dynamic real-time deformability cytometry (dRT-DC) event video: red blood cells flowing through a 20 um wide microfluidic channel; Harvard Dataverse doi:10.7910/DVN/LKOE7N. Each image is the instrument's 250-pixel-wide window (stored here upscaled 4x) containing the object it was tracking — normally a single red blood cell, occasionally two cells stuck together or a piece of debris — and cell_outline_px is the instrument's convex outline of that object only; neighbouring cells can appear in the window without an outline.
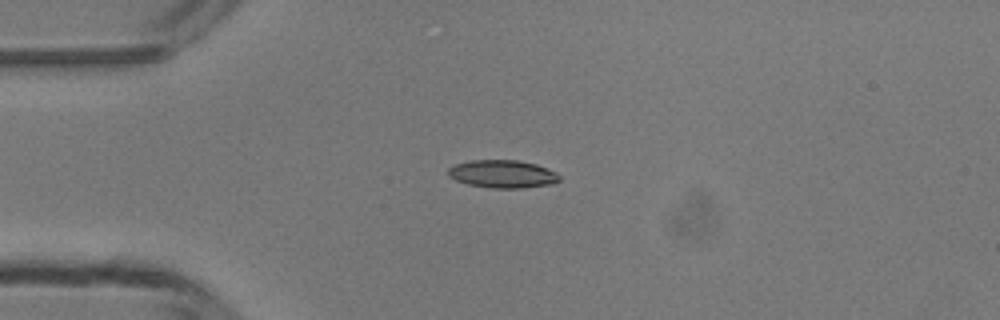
{"species": "common noctule bat (a hibernating species)", "species_latin": "Nyctalus noctula", "temperature_condition": "room temperature", "stored_images_in_passage": 29, "camera_frame_rate_fps": 3000, "um_per_image_px": 0.085, "animal": {"sex": "male", "body_mass_g": 13.3}, "frame": {"image": 1, "passage_image": 1, "time_ms": 0.0, "image_size_px": [1000, 320], "cell_outline_px": [[560, 180], [552, 184], [520, 188], [492, 188], [468, 184], [456, 180], [448, 176], [448, 168], [456, 164], [472, 160], [516, 160], [536, 164], [548, 168], [556, 172], [560, 176]], "centroid_in_image_um": [42.73, 14.79], "position_along_channel_um": 42.3, "area_um2": 18.03}}
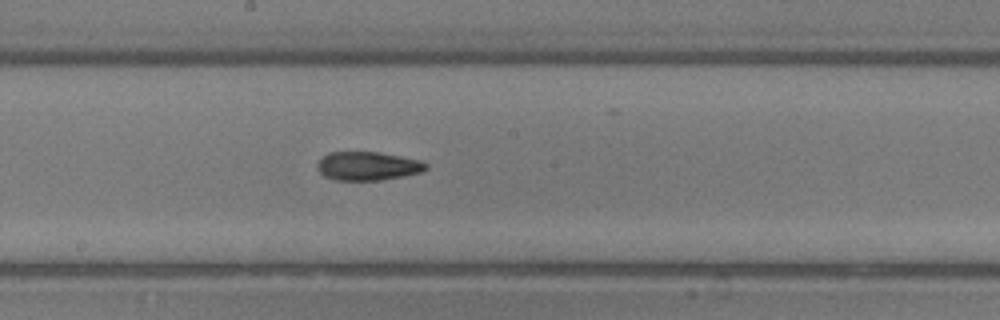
{"frame": {"image": 2, "passage_image": 15, "time_ms": 4.667, "image_size_px": [1000, 320], "cell_outline_px": [[428, 168], [420, 172], [404, 176], [380, 180], [336, 180], [324, 176], [316, 168], [316, 164], [328, 152], [380, 152], [420, 160], [428, 164]], "centroid_in_image_um": [31.25, 14.11], "position_along_channel_um": 216.9, "area_um2": 18.15}}
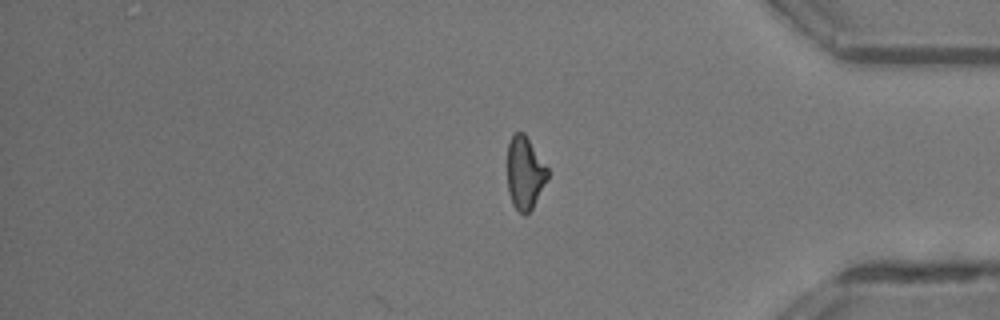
{"frame": {"image": 3, "passage_image": 29, "time_ms": 9.333, "image_size_px": [1000, 320], "cell_outline_px": [[548, 176], [532, 208], [524, 216], [512, 204], [508, 192], [508, 144], [512, 136], [516, 132], [524, 132], [548, 168]], "centroid_in_image_um": [44.6, 14.69], "position_along_channel_um": 390.6, "area_um2": 16.82}, "authors_computed_cell_mechanics": {"area_um2": 18.0914, "velocity_mm_per_s": 4.2305, "shape_relaxation_time_tau1_ms": 7.5695, "shape_relaxation_time_tau2_ms": 3.3404, "deformation_change_tau1": 0.2145, "deformation_change_tau2": 0.1163}}